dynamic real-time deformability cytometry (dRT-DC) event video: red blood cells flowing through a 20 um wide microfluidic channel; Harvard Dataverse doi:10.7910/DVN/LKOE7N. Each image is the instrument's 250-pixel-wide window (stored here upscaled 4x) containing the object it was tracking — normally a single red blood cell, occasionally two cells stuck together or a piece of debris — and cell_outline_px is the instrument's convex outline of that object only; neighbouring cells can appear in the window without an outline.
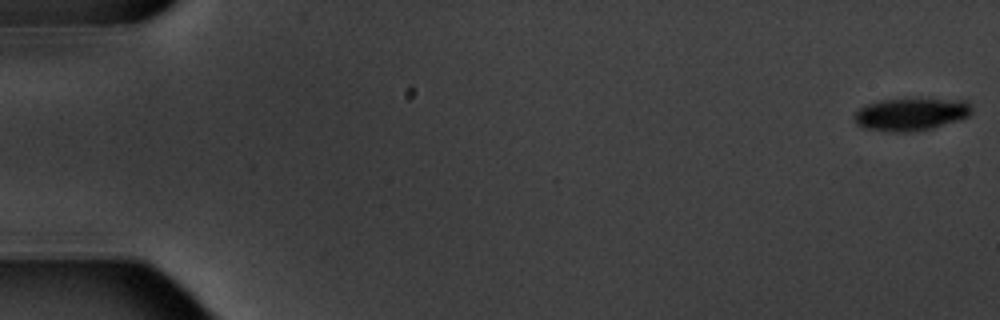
{"species": "common noctule bat (a hibernating species)", "species_latin": "Nyctalus noctula", "temperature_condition": "warm", "stored_images_in_passage": 5, "camera_frame_rate_fps": 3000, "um_per_image_px": 0.085, "animal": {"sex": "male", "body_mass_g": 20.1, "forearm_length_mm": 53.5}, "frame": {"image": 1, "passage_image": 1, "time_ms": 0.0, "image_size_px": [1000, 320], "cell_outline_px": [[972, 112], [968, 116], [960, 120], [932, 128], [916, 132], [892, 132], [864, 128], [856, 124], [852, 116], [860, 108], [868, 104], [880, 100], [916, 96], [968, 100], [972, 108]], "centroid_in_image_um": [77.47, 9.67], "position_along_channel_um": 7.5, "area_um2": 23.41}}
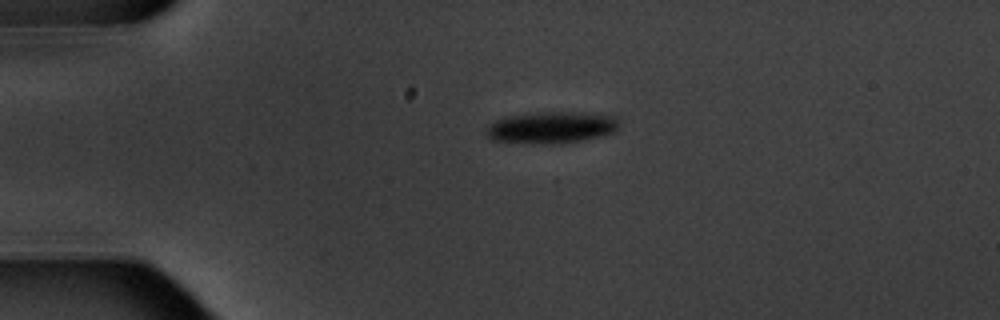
{"frame": {"image": 2, "passage_image": 4, "time_ms": 4.333, "image_size_px": [1000, 320], "cell_outline_px": [[620, 124], [616, 132], [604, 136], [584, 140], [556, 144], [524, 144], [492, 140], [484, 132], [484, 128], [488, 124], [504, 116], [536, 112], [612, 112], [616, 116]], "centroid_in_image_um": [46.93, 10.82], "position_along_channel_um": 38.1, "area_um2": 25.84}}